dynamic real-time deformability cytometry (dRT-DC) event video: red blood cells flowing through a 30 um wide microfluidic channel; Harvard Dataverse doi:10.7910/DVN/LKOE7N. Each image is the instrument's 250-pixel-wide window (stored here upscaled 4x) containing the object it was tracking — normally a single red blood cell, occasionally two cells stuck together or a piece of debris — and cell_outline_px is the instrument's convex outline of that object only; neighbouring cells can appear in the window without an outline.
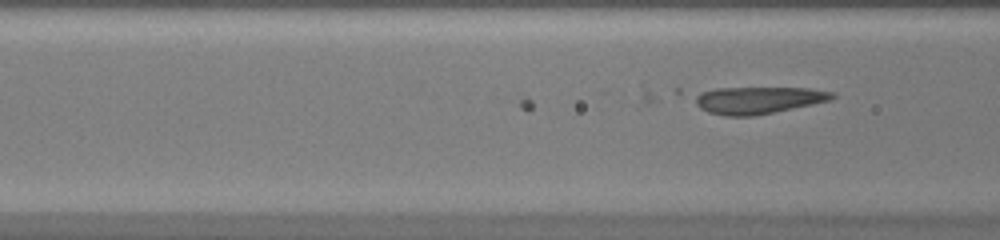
{"species": "common noctule bat (a hibernating species)", "species_latin": "Nyctalus noctula", "temperature_condition": "warm", "stored_images_in_passage": 14, "camera_frame_rate_fps": 3000, "um_per_image_px": 0.085, "animal": {"sex": "female", "body_mass_g": 20.0, "forearm_length_mm": 54.0}, "frame": {"image": 1, "passage_image": 14, "time_ms": 4.333, "image_size_px": [1000, 240], "cell_outline_px": [[836, 96], [828, 100], [812, 104], [752, 116], [724, 116], [708, 112], [700, 108], [696, 104], [696, 96], [700, 92], [716, 88], [808, 88], [836, 92]], "centroid_in_image_um": [64.44, 8.5], "position_along_channel_um": 102.2, "area_um2": 21.39}}